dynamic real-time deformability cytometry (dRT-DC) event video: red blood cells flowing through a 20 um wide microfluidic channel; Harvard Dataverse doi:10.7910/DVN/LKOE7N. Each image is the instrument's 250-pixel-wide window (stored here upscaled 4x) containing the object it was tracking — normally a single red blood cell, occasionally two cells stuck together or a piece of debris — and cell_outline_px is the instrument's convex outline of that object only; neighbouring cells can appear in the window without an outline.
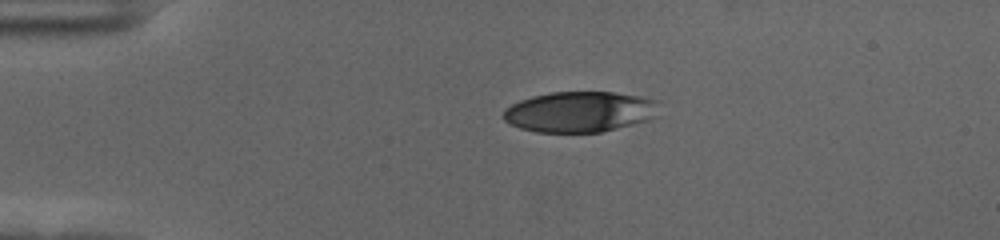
{"species": "human", "species_latin": "Homo sapiens", "temperature_condition": "cold", "stored_images_in_passage": 45, "camera_frame_rate_fps": 3000, "um_per_image_px": 0.085, "donor": {"sex": "female"}, "frame": {"image": 1, "passage_image": 1, "time_ms": 0.0, "image_size_px": [1000, 240], "cell_outline_px": [[660, 116], [648, 120], [600, 132], [536, 132], [520, 128], [504, 120], [504, 108], [520, 100], [532, 96], [552, 92], [612, 92], [640, 96], [660, 100]], "centroid_in_image_um": [49.35, 9.49], "position_along_channel_um": 35.6, "area_um2": 37.17}}
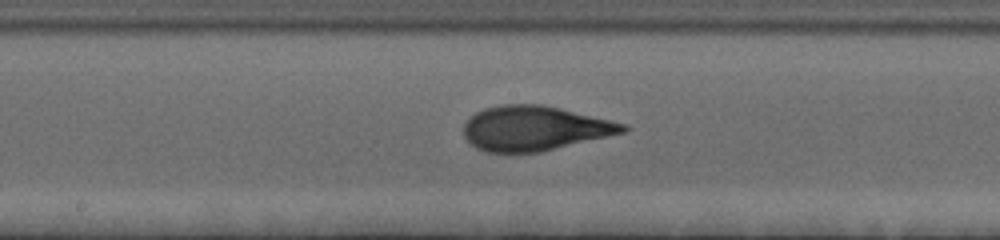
{"frame": {"image": 2, "passage_image": 19, "time_ms": 6.0, "image_size_px": [1000, 240], "cell_outline_px": [[628, 128], [624, 132], [540, 152], [484, 152], [476, 148], [464, 136], [464, 124], [476, 112], [484, 108], [500, 104], [540, 104], [560, 108], [628, 124]], "centroid_in_image_um": [45.42, 10.9], "position_along_channel_um": 202.8, "area_um2": 41.21}}
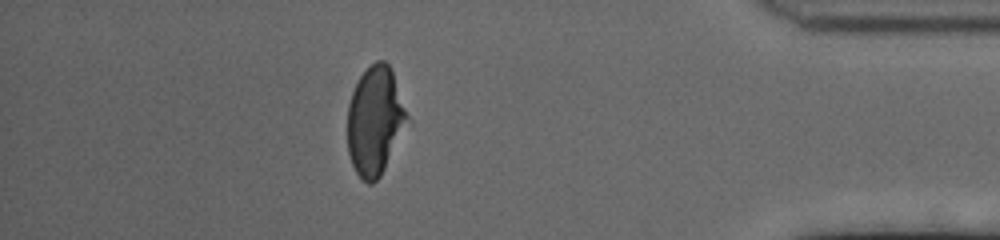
{"frame": {"image": 3, "passage_image": 39, "time_ms": 12.667, "image_size_px": [1000, 240], "cell_outline_px": [[408, 116], [384, 168], [380, 176], [372, 184], [368, 184], [356, 172], [352, 164], [348, 152], [348, 104], [352, 92], [360, 76], [376, 60], [384, 60], [392, 68]], "centroid_in_image_um": [31.84, 10.22], "position_along_channel_um": 403.4, "area_um2": 36.82}, "authors_computed_cell_mechanics": {"area_um2": 40.4022, "velocity_mm_per_s": 3.5636, "shape_relaxation_time_tau1_ms": 4.3429, "shape_relaxation_time_tau2_ms": 1.159, "deformation_change_tau1": 0.1916, "deformation_change_tau2": 0.0732}}